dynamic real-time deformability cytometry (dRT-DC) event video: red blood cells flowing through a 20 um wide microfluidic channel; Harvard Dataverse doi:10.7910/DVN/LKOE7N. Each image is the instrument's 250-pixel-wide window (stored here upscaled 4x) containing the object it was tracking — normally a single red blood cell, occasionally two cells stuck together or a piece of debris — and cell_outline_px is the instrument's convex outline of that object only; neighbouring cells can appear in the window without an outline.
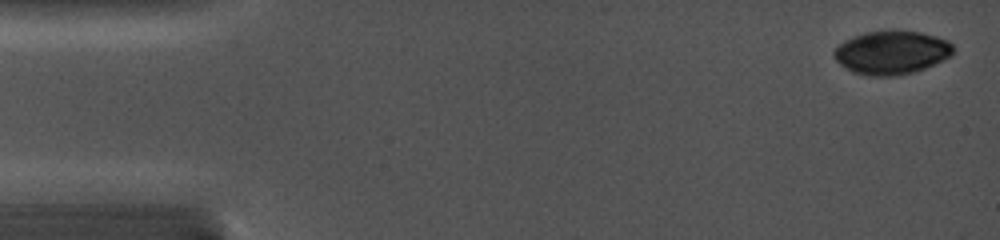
{"species": "common noctule bat (a hibernating species)", "species_latin": "Nyctalus noctula", "temperature_condition": "cold", "stored_images_in_passage": 8, "camera_frame_rate_fps": 5000, "um_per_image_px": 0.085, "animal": {"sex": "female", "body_mass_g": 19.0, "forearm_length_mm": 56.7}, "frame": {"image": 1, "passage_image": 1, "time_ms": 0.0, "image_size_px": [1000, 240], "cell_outline_px": [[956, 48], [952, 56], [944, 60], [924, 68], [912, 72], [896, 76], [872, 76], [852, 72], [840, 64], [832, 56], [832, 52], [844, 40], [852, 36], [868, 32], [892, 28], [920, 32], [936, 36], [948, 40]], "centroid_in_image_um": [75.8, 4.43], "position_along_channel_um": 9.2, "area_um2": 30.81}}